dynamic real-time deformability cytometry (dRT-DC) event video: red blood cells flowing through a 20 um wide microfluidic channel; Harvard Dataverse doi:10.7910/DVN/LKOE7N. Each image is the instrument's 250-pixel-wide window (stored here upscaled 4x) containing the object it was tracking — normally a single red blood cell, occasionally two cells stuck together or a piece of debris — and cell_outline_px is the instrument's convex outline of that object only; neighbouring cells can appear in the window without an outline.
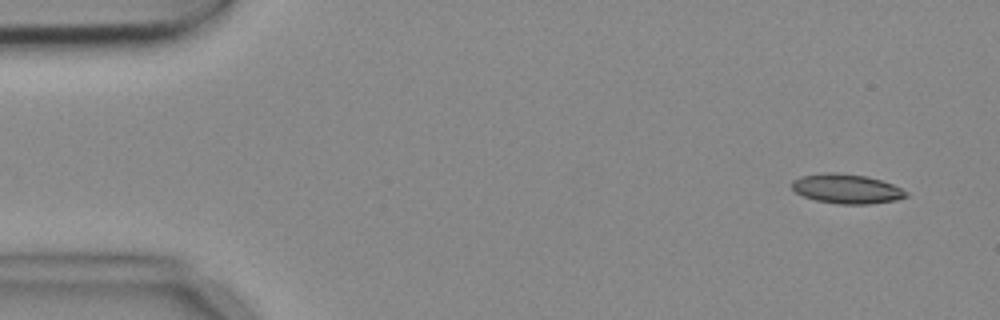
{"species": "common noctule bat (a hibernating species)", "species_latin": "Nyctalus noctula", "temperature_condition": "cold", "stored_images_in_passage": 4, "camera_frame_rate_fps": 3000, "um_per_image_px": 0.085, "animal": {"sex": "female", "body_mass_g": 18.4}, "frame": {"image": 1, "passage_image": 1, "time_ms": 0.0, "image_size_px": [1000, 320], "cell_outline_px": [[908, 196], [896, 200], [868, 204], [840, 204], [816, 200], [804, 196], [796, 192], [792, 188], [792, 180], [800, 176], [832, 172], [836, 172], [868, 176], [892, 184], [908, 192]], "centroid_in_image_um": [71.97, 16.04], "position_along_channel_um": 13.0, "area_um2": 19.54}}
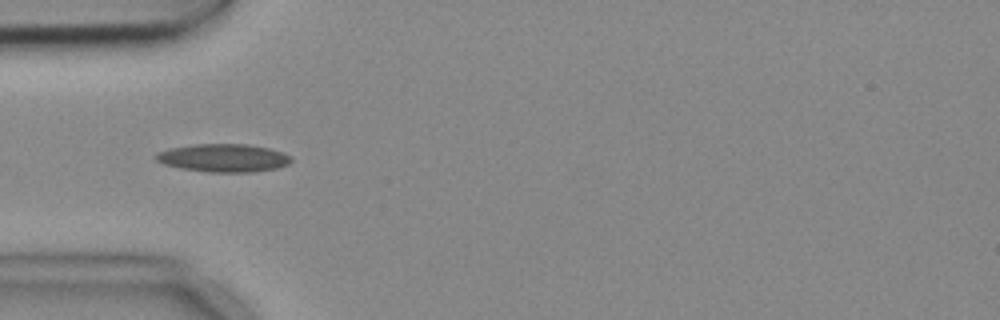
{"frame": {"image": 2, "passage_image": 4, "time_ms": 1.0, "image_size_px": [1000, 320], "cell_outline_px": [[292, 160], [288, 164], [276, 168], [252, 172], [208, 172], [180, 168], [164, 164], [156, 160], [156, 152], [168, 148], [196, 144], [248, 144], [268, 148], [284, 152], [292, 156]], "centroid_in_image_um": [19.0, 13.42], "position_along_channel_um": 66.0, "area_um2": 22.2}}